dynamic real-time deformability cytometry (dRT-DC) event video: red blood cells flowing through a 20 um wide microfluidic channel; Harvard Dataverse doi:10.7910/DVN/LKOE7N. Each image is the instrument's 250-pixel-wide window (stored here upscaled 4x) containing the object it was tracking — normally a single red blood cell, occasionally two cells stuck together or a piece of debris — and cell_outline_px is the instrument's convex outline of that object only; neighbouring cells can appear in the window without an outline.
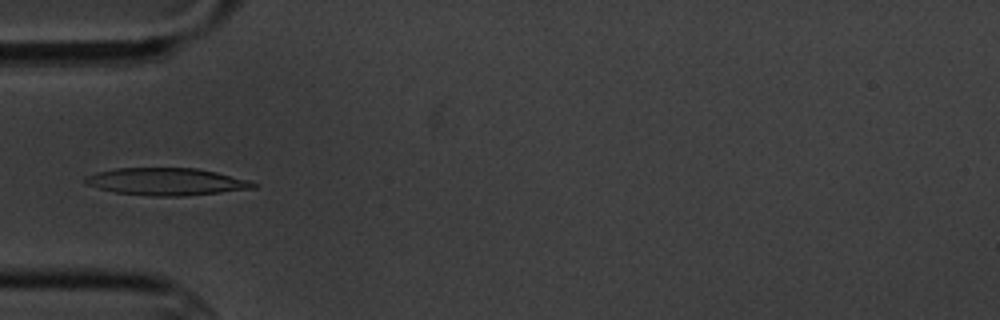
{"species": "common noctule bat (a hibernating species)", "species_latin": "Nyctalus noctula", "temperature_condition": "cold", "stored_images_in_passage": 4, "camera_frame_rate_fps": 3000, "um_per_image_px": 0.085, "animal": {"sex": "male", "body_mass_g": 20.1, "forearm_length_mm": 53.5}, "frame": {"image": 1, "passage_image": 3, "time_ms": 3.0, "image_size_px": [1000, 320], "cell_outline_px": [[256, 188], [184, 196], [152, 196], [116, 192], [84, 184], [84, 176], [96, 172], [116, 168], [196, 168], [216, 172], [252, 180], [256, 184]], "centroid_in_image_um": [14.14, 15.43], "position_along_channel_um": 70.9, "area_um2": 26.76}}
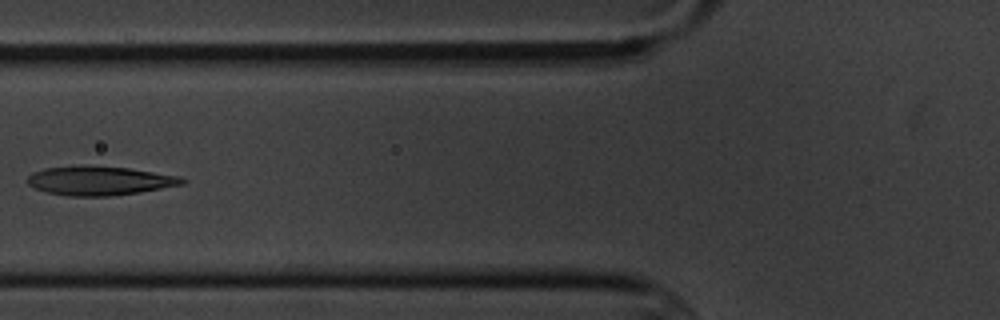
{"frame": {"image": 2, "passage_image": 4, "time_ms": 4.333, "image_size_px": [1000, 320], "cell_outline_px": [[184, 184], [140, 192], [112, 196], [68, 196], [48, 192], [36, 188], [28, 184], [28, 176], [32, 172], [44, 168], [128, 168], [180, 176], [184, 180]], "centroid_in_image_um": [8.49, 15.4], "position_along_channel_um": 117.3, "area_um2": 25.09}}